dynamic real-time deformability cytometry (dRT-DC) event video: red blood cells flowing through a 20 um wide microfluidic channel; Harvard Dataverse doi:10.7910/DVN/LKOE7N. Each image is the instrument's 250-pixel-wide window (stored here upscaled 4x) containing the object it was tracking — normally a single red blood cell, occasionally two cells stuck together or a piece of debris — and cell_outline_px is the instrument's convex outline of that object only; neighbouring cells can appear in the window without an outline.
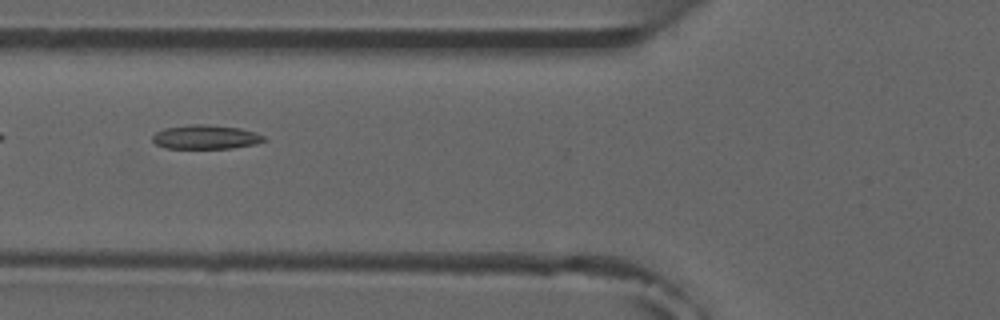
{"species": "common noctule bat (a hibernating species)", "species_latin": "Nyctalus noctula", "temperature_condition": "room temperature", "stored_images_in_passage": 6, "camera_frame_rate_fps": 3000, "um_per_image_px": 0.085, "animal": {"sex": "male", "forearm_length_mm": 52.5}, "frame": {"image": 1, "passage_image": 3, "time_ms": 2.333, "image_size_px": [1000, 320], "cell_outline_px": [[264, 140], [256, 144], [232, 148], [164, 148], [156, 144], [152, 140], [152, 136], [156, 132], [164, 128], [188, 124], [204, 124], [240, 128], [256, 132], [264, 136]], "centroid_in_image_um": [17.46, 11.64], "position_along_channel_um": 108.3, "area_um2": 15.66}}
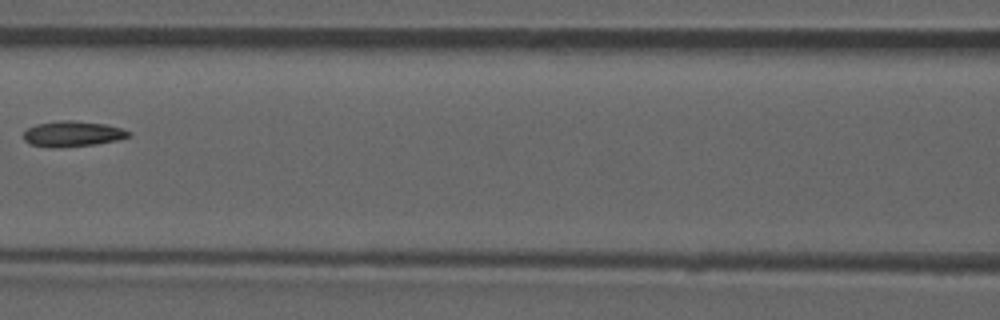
{"frame": {"image": 2, "passage_image": 4, "time_ms": 3.667, "image_size_px": [1000, 320], "cell_outline_px": [[132, 136], [116, 140], [96, 144], [56, 148], [52, 148], [32, 144], [24, 140], [24, 132], [28, 128], [36, 124], [60, 120], [72, 120], [104, 124], [120, 128], [132, 132]], "centroid_in_image_um": [6.18, 11.38], "position_along_channel_um": 160.4, "area_um2": 15.61}}